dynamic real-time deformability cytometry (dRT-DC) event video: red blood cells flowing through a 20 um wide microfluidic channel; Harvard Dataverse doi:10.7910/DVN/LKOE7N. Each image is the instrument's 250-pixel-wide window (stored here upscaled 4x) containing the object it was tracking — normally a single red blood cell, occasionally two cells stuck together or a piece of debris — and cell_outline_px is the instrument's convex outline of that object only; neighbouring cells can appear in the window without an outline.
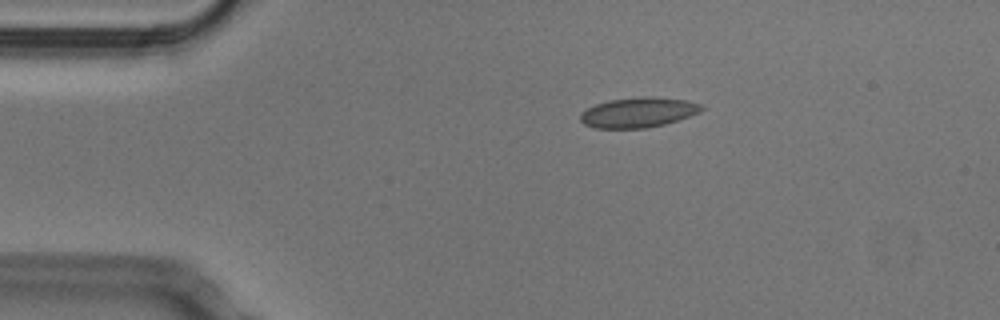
{"species": "Egyptian fruit bat (a non-hibernating species)", "species_latin": "Rousettus aegyptiacus", "temperature_condition": "cold", "stored_images_in_passage": 8, "camera_frame_rate_fps": 3000, "um_per_image_px": 0.085, "animal": {"sex": "male"}, "frame": {"image": 1, "passage_image": 1, "time_ms": 0.0, "image_size_px": [1000, 320], "cell_outline_px": [[704, 108], [700, 112], [664, 124], [644, 128], [596, 128], [584, 124], [580, 120], [580, 112], [596, 104], [612, 100], [644, 96], [652, 96], [688, 100], [704, 104]], "centroid_in_image_um": [54.28, 9.54], "position_along_channel_um": 30.7, "area_um2": 21.15}}
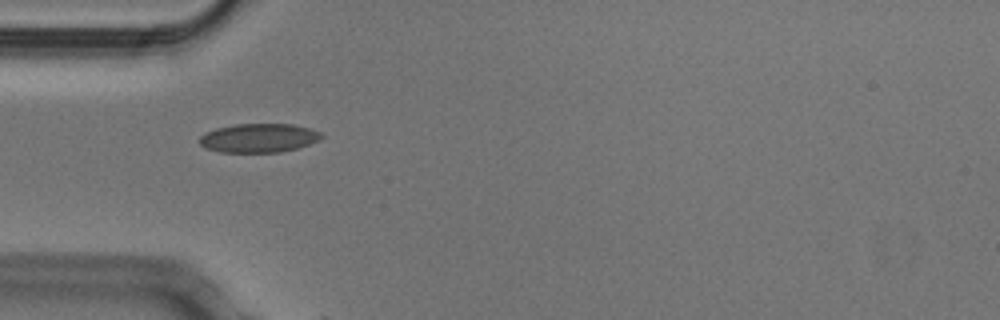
{"frame": {"image": 2, "passage_image": 7, "time_ms": 2.0, "image_size_px": [1000, 320], "cell_outline_px": [[324, 136], [320, 140], [296, 148], [280, 152], [220, 152], [204, 148], [200, 144], [200, 136], [204, 132], [216, 128], [236, 124], [292, 124], [308, 128], [320, 132]], "centroid_in_image_um": [21.97, 11.73], "position_along_channel_um": 63.0, "area_um2": 20.52}}